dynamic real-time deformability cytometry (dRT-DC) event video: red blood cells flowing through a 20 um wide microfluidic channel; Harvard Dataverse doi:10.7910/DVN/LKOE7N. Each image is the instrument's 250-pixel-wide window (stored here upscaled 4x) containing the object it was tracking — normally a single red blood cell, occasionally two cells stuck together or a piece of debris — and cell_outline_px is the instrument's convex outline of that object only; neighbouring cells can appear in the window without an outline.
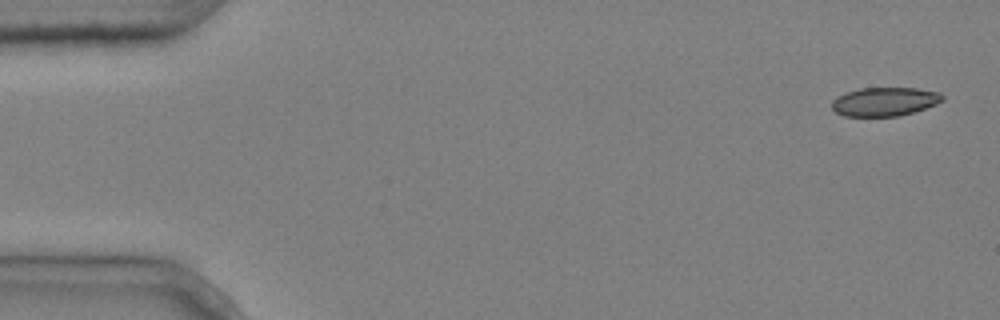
{"species": "common noctule bat (a hibernating species)", "species_latin": "Nyctalus noctula", "temperature_condition": "cold", "stored_images_in_passage": 4, "camera_frame_rate_fps": 3000, "um_per_image_px": 0.085, "animal": {"sex": "male", "body_mass_g": 20.4}, "frame": {"image": 1, "passage_image": 1, "time_ms": 0.0, "image_size_px": [1000, 320], "cell_outline_px": [[944, 100], [936, 104], [900, 116], [844, 116], [836, 112], [832, 108], [832, 100], [836, 96], [844, 92], [860, 88], [916, 88], [940, 92], [944, 96]], "centroid_in_image_um": [75.18, 8.63], "position_along_channel_um": 9.8, "area_um2": 18.61}}